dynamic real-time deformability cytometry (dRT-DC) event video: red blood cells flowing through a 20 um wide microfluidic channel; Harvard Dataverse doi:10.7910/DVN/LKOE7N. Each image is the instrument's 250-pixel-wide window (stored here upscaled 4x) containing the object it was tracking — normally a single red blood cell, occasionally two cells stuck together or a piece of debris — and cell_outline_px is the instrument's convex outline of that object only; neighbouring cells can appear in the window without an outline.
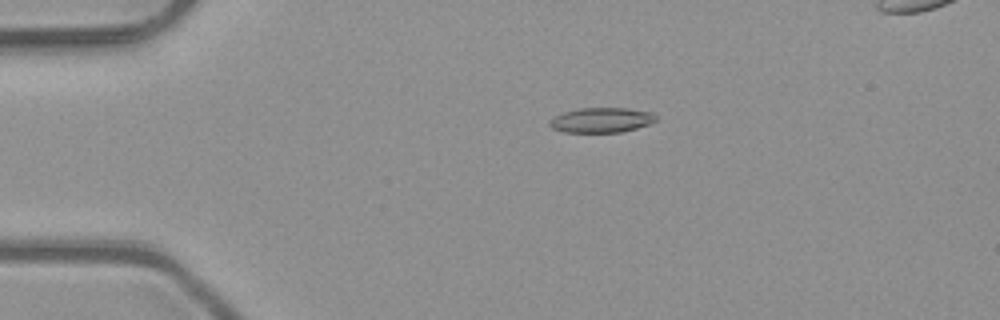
{"species": "common noctule bat (a hibernating species)", "species_latin": "Nyctalus noctula", "temperature_condition": "room temperature", "stored_images_in_passage": 5, "camera_frame_rate_fps": 3000, "um_per_image_px": 0.085, "animal": {"sex": "male", "body_mass_g": 23.1, "forearm_length_mm": 52.7}, "frame": {"image": 1, "passage_image": 3, "time_ms": 0.667, "image_size_px": [1000, 320], "cell_outline_px": [[656, 120], [648, 124], [636, 128], [620, 132], [564, 132], [552, 128], [548, 124], [548, 120], [564, 112], [580, 108], [628, 108], [652, 112], [656, 116]], "centroid_in_image_um": [51.1, 10.2], "position_along_channel_um": 33.9, "area_um2": 15.37}}